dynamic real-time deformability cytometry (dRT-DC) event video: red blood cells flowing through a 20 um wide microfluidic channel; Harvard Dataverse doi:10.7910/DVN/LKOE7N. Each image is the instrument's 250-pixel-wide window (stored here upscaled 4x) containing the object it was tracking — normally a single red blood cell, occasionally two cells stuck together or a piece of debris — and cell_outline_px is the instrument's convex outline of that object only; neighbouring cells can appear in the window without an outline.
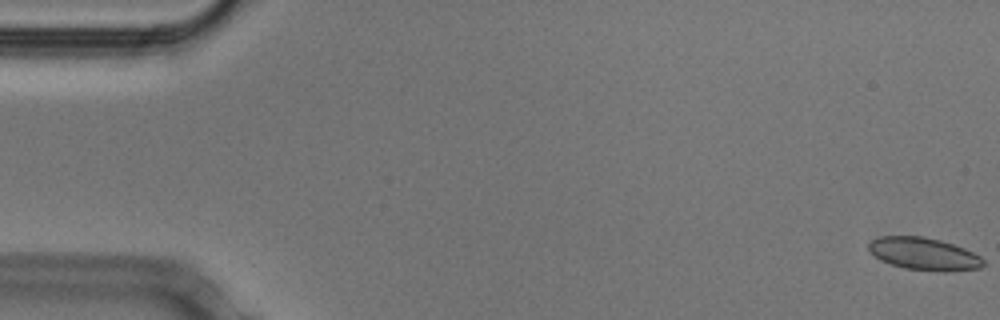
{"species": "Egyptian fruit bat (a non-hibernating species)", "species_latin": "Rousettus aegyptiacus", "temperature_condition": "cold", "stored_images_in_passage": 53, "camera_frame_rate_fps": 3000, "um_per_image_px": 0.085, "animal": {"sex": "male"}, "frame": {"image": 1, "passage_image": 1, "time_ms": 0.0, "image_size_px": [1000, 320], "cell_outline_px": [[984, 264], [980, 268], [948, 272], [936, 272], [904, 268], [880, 260], [868, 248], [868, 244], [872, 240], [880, 236], [924, 236], [940, 240], [964, 248], [980, 256], [984, 260]], "centroid_in_image_um": [78.56, 21.59], "position_along_channel_um": 6.4, "area_um2": 21.73}}
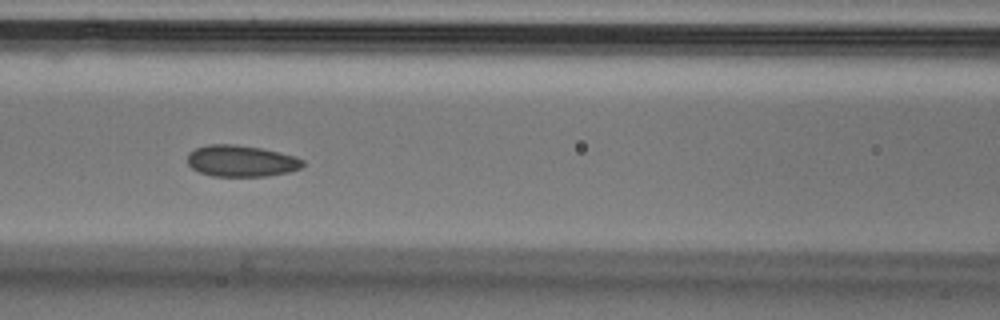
{"frame": {"image": 2, "passage_image": 23, "time_ms": 7.333, "image_size_px": [1000, 320], "cell_outline_px": [[304, 164], [300, 168], [288, 172], [268, 176], [212, 176], [200, 172], [192, 168], [188, 164], [188, 152], [196, 148], [208, 144], [236, 144], [260, 148], [280, 152], [296, 156], [304, 160]], "centroid_in_image_um": [20.51, 13.68], "position_along_channel_um": 146.1, "area_um2": 21.21}}
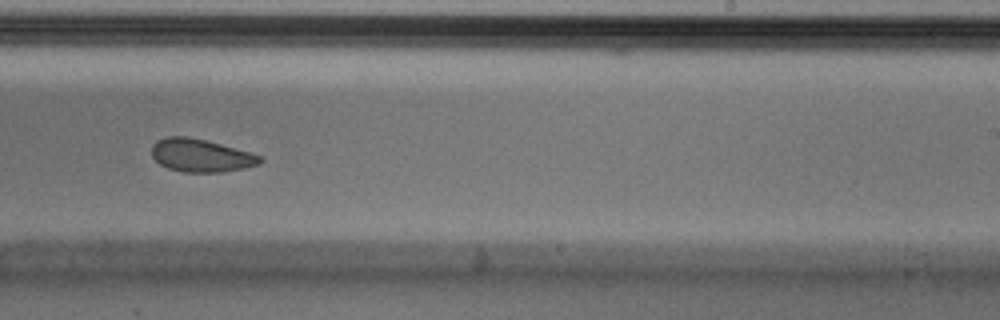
{"frame": {"image": 3, "passage_image": 33, "time_ms": 10.667, "image_size_px": [1000, 320], "cell_outline_px": [[264, 160], [260, 164], [244, 168], [224, 172], [184, 172], [168, 168], [160, 164], [152, 156], [152, 144], [156, 140], [168, 136], [188, 136], [220, 144], [264, 156]], "centroid_in_image_um": [17.09, 13.21], "position_along_channel_um": 271.9, "area_um2": 20.87}, "authors_computed_cell_mechanics": {"area_um2": 21.9062, "velocity_mm_per_s": 3.7858, "shape_relaxation_time_tau1_ms": null, "shape_relaxation_time_tau2_ms": 2.1574, "deformation_change_tau1": null, "deformation_change_tau2": 0.0613}}